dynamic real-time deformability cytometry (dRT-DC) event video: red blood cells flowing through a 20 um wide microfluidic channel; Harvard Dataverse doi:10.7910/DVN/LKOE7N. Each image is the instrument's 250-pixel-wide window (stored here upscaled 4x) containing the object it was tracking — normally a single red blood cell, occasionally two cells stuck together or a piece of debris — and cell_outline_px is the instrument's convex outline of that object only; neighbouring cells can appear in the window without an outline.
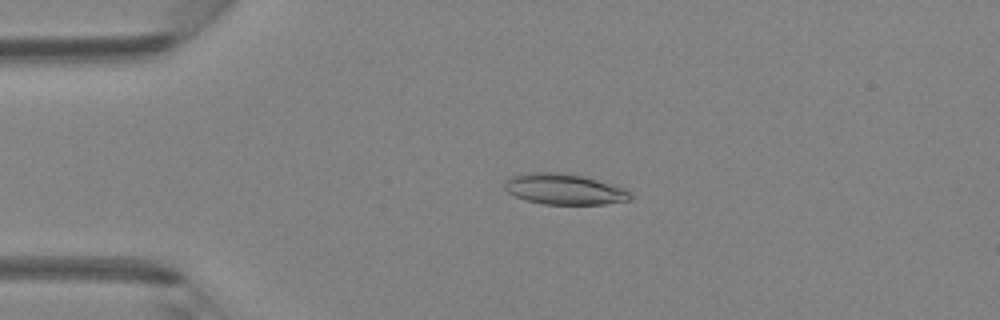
{"species": "Egyptian fruit bat (a non-hibernating species)", "species_latin": "Rousettus aegyptiacus", "temperature_condition": "room temperature", "stored_images_in_passage": 42, "camera_frame_rate_fps": 3000, "um_per_image_px": 0.085, "animal": {"sex": "female"}, "frame": {"image": 1, "passage_image": 10, "time_ms": 3.0, "image_size_px": [1000, 320], "cell_outline_px": [[632, 200], [604, 204], [544, 204], [528, 200], [516, 196], [508, 192], [504, 188], [504, 180], [508, 176], [524, 172], [556, 172], [580, 176], [628, 188], [632, 196]], "centroid_in_image_um": [47.95, 16.07], "position_along_channel_um": 37.0, "area_um2": 22.66}}
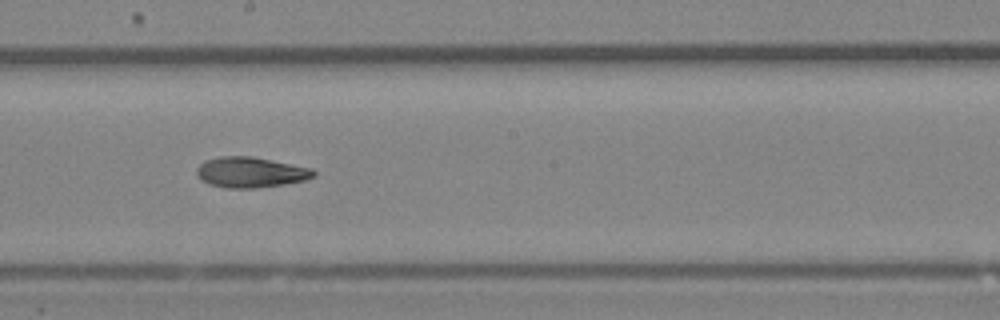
{"frame": {"image": 2, "passage_image": 24, "time_ms": 7.667, "image_size_px": [1000, 320], "cell_outline_px": [[316, 176], [304, 180], [284, 184], [256, 188], [228, 188], [208, 184], [200, 180], [196, 172], [196, 168], [200, 164], [208, 160], [220, 156], [252, 156], [312, 168], [316, 172]], "centroid_in_image_um": [21.3, 14.65], "position_along_channel_um": 226.9, "area_um2": 20.81}}
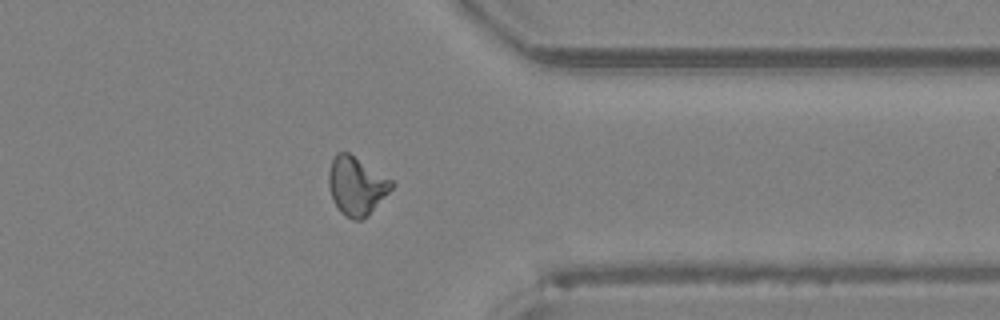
{"frame": {"image": 3, "passage_image": 34, "time_ms": 11.0, "image_size_px": [1000, 320], "cell_outline_px": [[396, 184], [368, 216], [360, 220], [352, 220], [344, 216], [340, 212], [332, 200], [328, 184], [328, 172], [332, 160], [336, 152], [348, 152], [392, 180]], "centroid_in_image_um": [30.28, 15.82], "position_along_channel_um": 381.1, "area_um2": 21.5}}